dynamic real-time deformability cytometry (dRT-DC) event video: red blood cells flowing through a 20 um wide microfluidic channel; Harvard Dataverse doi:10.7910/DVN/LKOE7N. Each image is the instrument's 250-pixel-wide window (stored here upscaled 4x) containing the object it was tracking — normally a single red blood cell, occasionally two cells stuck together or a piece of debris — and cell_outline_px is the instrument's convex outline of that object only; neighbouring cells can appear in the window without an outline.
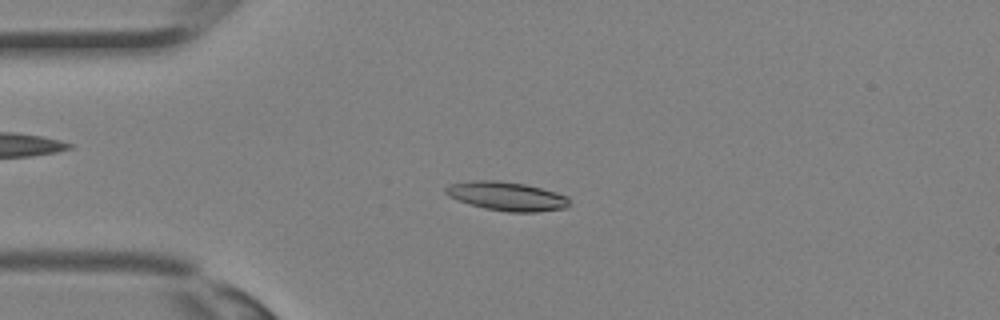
{"species": "Egyptian fruit bat (a non-hibernating species)", "species_latin": "Rousettus aegyptiacus", "temperature_condition": "room temperature", "stored_images_in_passage": 35, "camera_frame_rate_fps": 3000, "um_per_image_px": 0.085, "animal": {"sex": "female"}, "frame": {"image": 1, "passage_image": 8, "time_ms": 2.333, "image_size_px": [1000, 320], "cell_outline_px": [[568, 204], [564, 208], [536, 212], [508, 212], [484, 208], [448, 196], [444, 192], [444, 188], [448, 184], [472, 180], [496, 180], [524, 184], [556, 192], [568, 196]], "centroid_in_image_um": [43.04, 16.67], "position_along_channel_um": 42.0, "area_um2": 20.63}}
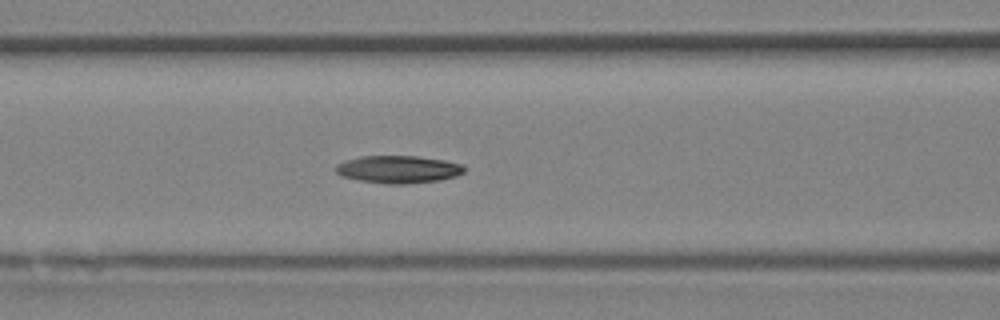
{"frame": {"image": 2, "passage_image": 14, "time_ms": 4.333, "image_size_px": [1000, 320], "cell_outline_px": [[464, 172], [456, 176], [440, 180], [404, 184], [388, 184], [360, 180], [340, 176], [336, 172], [336, 164], [360, 156], [416, 156], [444, 160], [460, 164], [464, 168]], "centroid_in_image_um": [33.84, 14.39], "position_along_channel_um": 132.8, "area_um2": 20.46}}
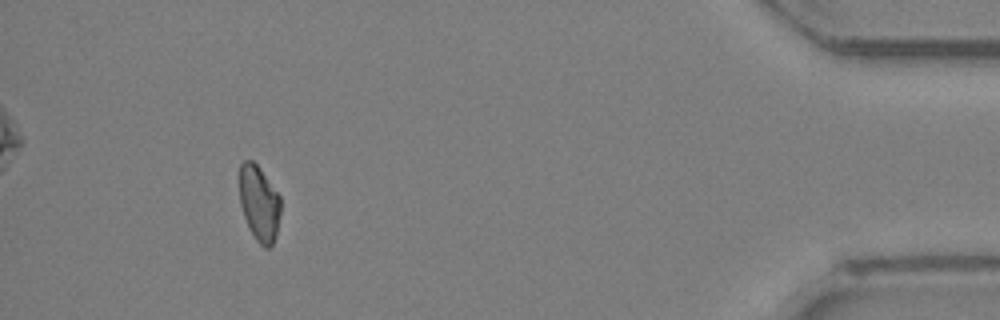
{"frame": {"image": 3, "passage_image": 32, "time_ms": 10.333, "image_size_px": [1000, 320], "cell_outline_px": [[280, 212], [276, 236], [272, 244], [268, 248], [264, 248], [256, 240], [248, 228], [240, 204], [240, 164], [244, 160], [252, 160], [260, 168], [280, 196]], "centroid_in_image_um": [22.03, 17.29], "position_along_channel_um": 413.2, "area_um2": 18.09}}